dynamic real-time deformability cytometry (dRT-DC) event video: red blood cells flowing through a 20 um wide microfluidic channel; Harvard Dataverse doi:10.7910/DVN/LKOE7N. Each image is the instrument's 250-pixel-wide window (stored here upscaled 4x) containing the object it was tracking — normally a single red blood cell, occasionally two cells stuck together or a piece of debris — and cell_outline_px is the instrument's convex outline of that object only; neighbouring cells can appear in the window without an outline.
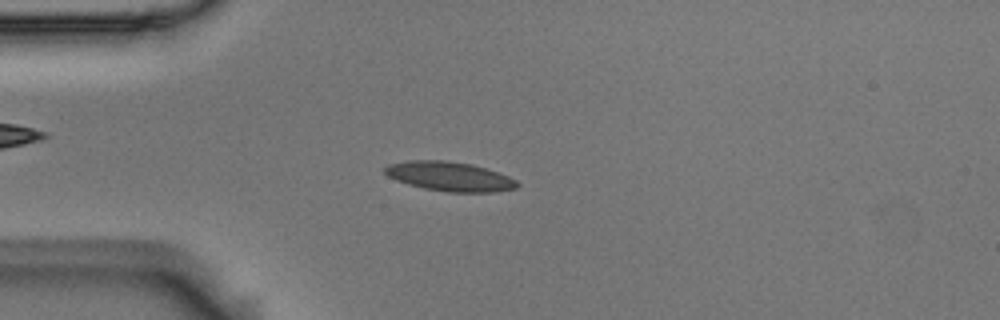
{"species": "Egyptian fruit bat (a non-hibernating species)", "species_latin": "Rousettus aegyptiacus", "temperature_condition": "room temperature", "stored_images_in_passage": 55, "camera_frame_rate_fps": 3000, "um_per_image_px": 0.085, "animal": {"sex": "male"}, "frame": {"image": 1, "passage_image": 14, "time_ms": 4.333, "image_size_px": [1000, 320], "cell_outline_px": [[520, 184], [516, 188], [496, 192], [448, 192], [424, 188], [408, 184], [396, 180], [388, 176], [384, 172], [384, 168], [388, 164], [408, 160], [444, 160], [472, 164], [508, 176], [516, 180]], "centroid_in_image_um": [38.2, 14.99], "position_along_channel_um": 46.8, "area_um2": 22.6}}
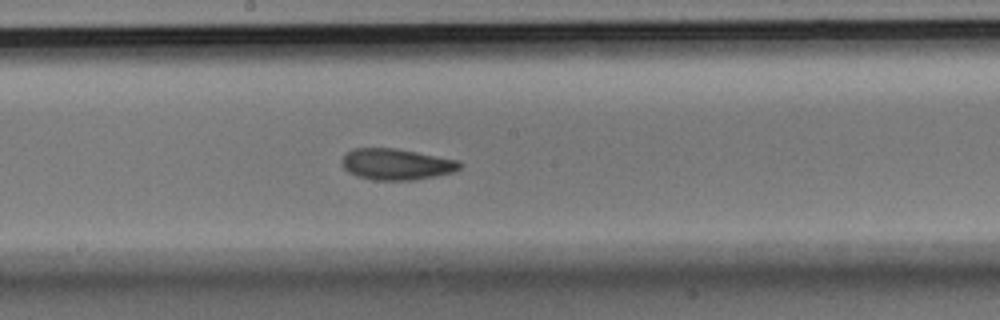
{"frame": {"image": 2, "passage_image": 29, "time_ms": 9.333, "image_size_px": [1000, 320], "cell_outline_px": [[464, 164], [456, 172], [416, 180], [372, 180], [356, 176], [348, 172], [344, 168], [340, 160], [352, 148], [396, 148], [460, 160]], "centroid_in_image_um": [33.73, 13.96], "position_along_channel_um": 214.5, "area_um2": 21.79}}
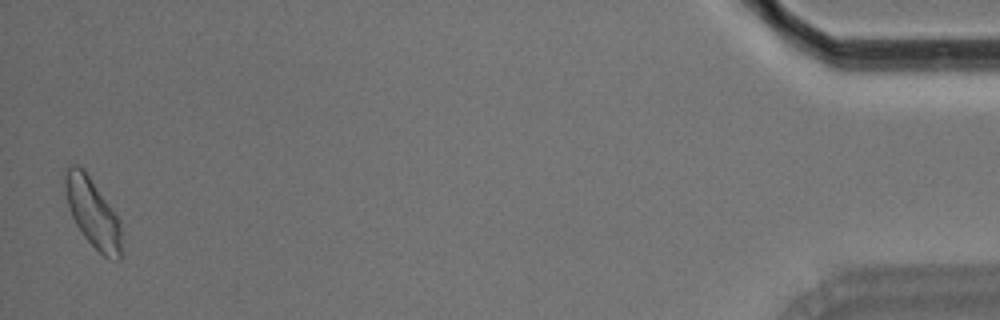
{"frame": {"image": 3, "passage_image": 54, "time_ms": 17.667, "image_size_px": [1000, 320], "cell_outline_px": [[120, 260], [104, 256], [84, 236], [76, 224], [68, 208], [64, 188], [64, 176], [68, 168], [72, 164], [76, 164], [84, 168], [120, 220]], "centroid_in_image_um": [7.84, 18.03], "position_along_channel_um": 427.4, "area_um2": 22.31}, "authors_computed_cell_mechanics": {"area_um2": 21.386, "velocity_mm_per_s": 3.6383, "shape_relaxation_time_tau1_ms": 6.8938, "shape_relaxation_time_tau2_ms": 2.4427, "deformation_change_tau1": 0.1279, "deformation_change_tau2": 0.0735}}